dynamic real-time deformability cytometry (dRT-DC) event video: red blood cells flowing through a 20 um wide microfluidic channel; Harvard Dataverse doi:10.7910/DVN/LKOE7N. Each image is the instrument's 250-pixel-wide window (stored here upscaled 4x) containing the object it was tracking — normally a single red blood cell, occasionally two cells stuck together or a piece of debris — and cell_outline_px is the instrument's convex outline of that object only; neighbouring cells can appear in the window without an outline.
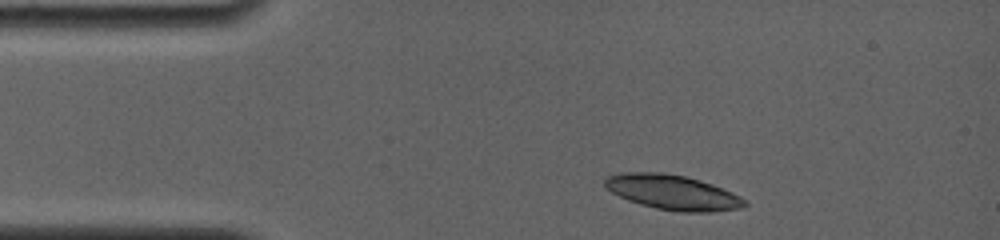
{"species": "common noctule bat (a hibernating species)", "species_latin": "Nyctalus noctula", "temperature_condition": "room temperature", "stored_images_in_passage": 2, "camera_frame_rate_fps": 4000, "um_per_image_px": 0.085, "animal": {"sex": "female", "body_mass_g": 19.0, "forearm_length_mm": 56.7}, "frame": {"image": 1, "passage_image": 1, "time_ms": 0.0, "image_size_px": [1000, 240], "cell_outline_px": [[748, 204], [740, 208], [712, 212], [680, 212], [656, 208], [640, 204], [628, 200], [612, 192], [604, 184], [604, 176], [620, 172], [660, 172], [684, 176], [700, 180], [712, 184], [732, 192], [740, 196]], "centroid_in_image_um": [57.15, 16.34], "position_along_channel_um": 27.8, "area_um2": 28.38}}